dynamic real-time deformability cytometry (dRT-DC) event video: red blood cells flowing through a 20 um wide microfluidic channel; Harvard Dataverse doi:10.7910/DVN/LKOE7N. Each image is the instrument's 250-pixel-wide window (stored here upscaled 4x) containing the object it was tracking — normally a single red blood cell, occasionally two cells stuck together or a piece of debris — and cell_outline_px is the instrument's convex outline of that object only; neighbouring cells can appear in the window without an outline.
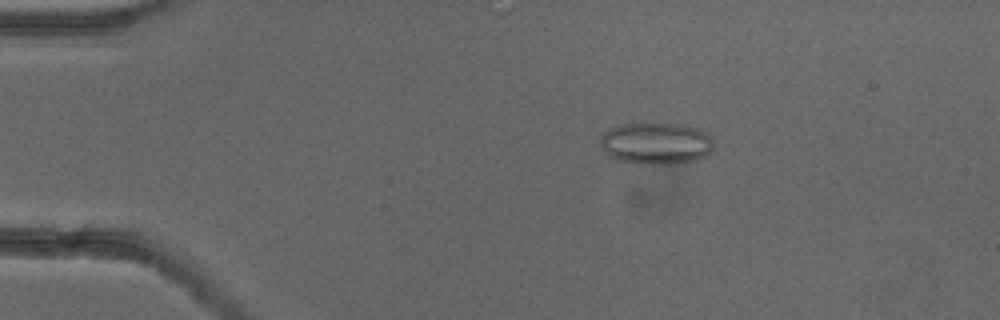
{"species": "common noctule bat (a hibernating species)", "species_latin": "Nyctalus noctula", "temperature_condition": "cold", "stored_images_in_passage": 53, "camera_frame_rate_fps": 3000, "um_per_image_px": 0.085, "animal": {"sex": "female"}, "frame": {"image": 1, "passage_image": 10, "time_ms": 3.0, "image_size_px": [1000, 320], "cell_outline_px": [[712, 152], [696, 160], [668, 164], [640, 164], [616, 160], [608, 156], [600, 148], [600, 136], [608, 128], [620, 124], [656, 120], [688, 124], [708, 132], [712, 140]], "centroid_in_image_um": [55.73, 12.12], "position_along_channel_um": 29.3, "area_um2": 29.07}}
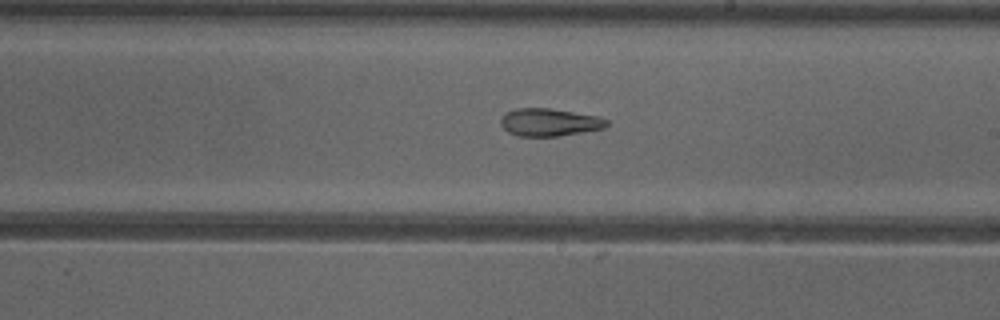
{"frame": {"image": 2, "passage_image": 31, "time_ms": 10.0, "image_size_px": [1000, 320], "cell_outline_px": [[608, 124], [604, 128], [556, 136], [516, 136], [508, 132], [500, 124], [500, 120], [504, 112], [516, 108], [552, 108], [600, 116], [608, 120]], "centroid_in_image_um": [46.67, 10.38], "position_along_channel_um": 242.3, "area_um2": 17.22}}
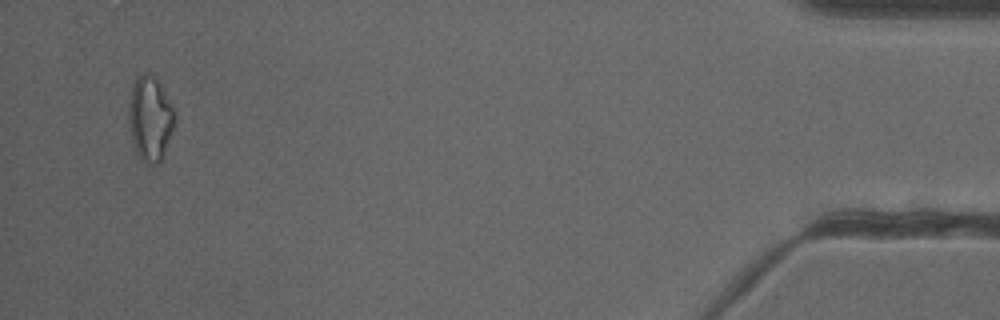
{"frame": {"image": 3, "passage_image": 51, "time_ms": 16.667, "image_size_px": [1000, 320], "cell_outline_px": [[176, 124], [164, 152], [160, 160], [156, 164], [144, 164], [136, 152], [132, 140], [128, 120], [128, 104], [132, 84], [136, 76], [144, 72], [148, 72], [160, 84], [176, 112]], "centroid_in_image_um": [12.76, 10.06], "position_along_channel_um": 422.4, "area_um2": 23.0}, "authors_computed_cell_mechanics": {"area_um2": 20.6346, "velocity_mm_per_s": 3.9148, "shape_relaxation_time_tau1_ms": null, "shape_relaxation_time_tau2_ms": 3.6693, "deformation_change_tau1": null, "deformation_change_tau2": 0.1227}}